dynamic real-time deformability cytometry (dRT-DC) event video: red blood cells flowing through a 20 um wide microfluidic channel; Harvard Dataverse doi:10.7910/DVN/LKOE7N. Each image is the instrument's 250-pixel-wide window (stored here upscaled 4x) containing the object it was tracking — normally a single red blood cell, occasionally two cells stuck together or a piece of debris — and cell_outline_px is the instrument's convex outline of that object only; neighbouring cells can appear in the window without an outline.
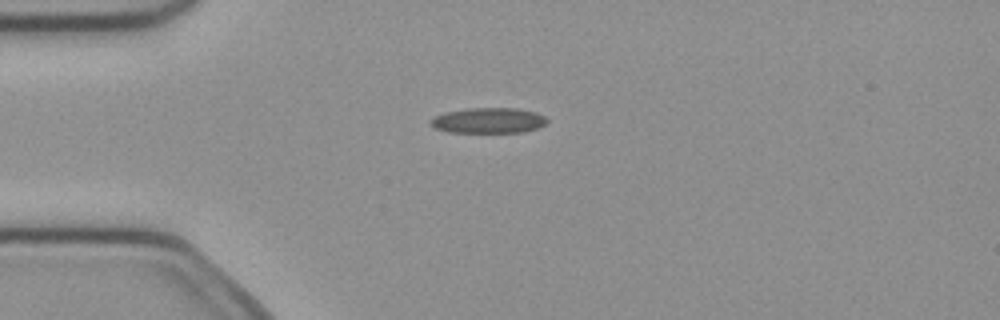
{"species": "common noctule bat (a hibernating species)", "species_latin": "Nyctalus noctula", "temperature_condition": "cold", "stored_images_in_passage": 5, "camera_frame_rate_fps": 3000, "um_per_image_px": 0.085, "animal": {"sex": "female", "body_mass_g": 21.9}, "frame": {"image": 1, "passage_image": 3, "time_ms": 0.667, "image_size_px": [1000, 320], "cell_outline_px": [[548, 120], [544, 124], [536, 128], [524, 132], [448, 132], [436, 128], [432, 124], [432, 120], [436, 116], [444, 112], [468, 108], [516, 108], [536, 112], [544, 116]], "centroid_in_image_um": [41.55, 10.23], "position_along_channel_um": 43.5, "area_um2": 17.05}}
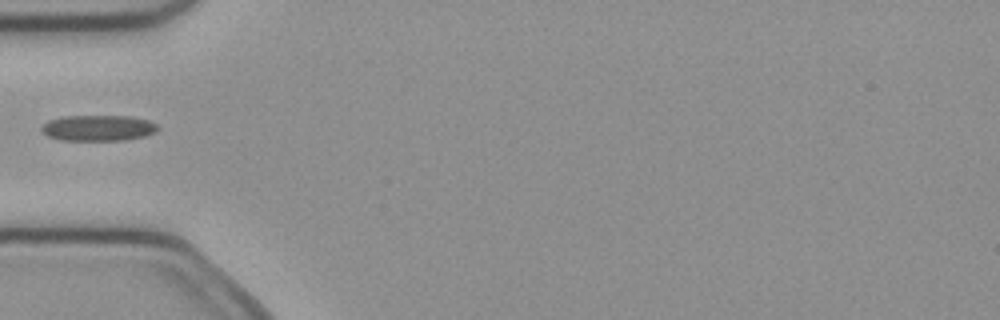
{"frame": {"image": 2, "passage_image": 4, "time_ms": 1.0, "image_size_px": [1000, 320], "cell_outline_px": [[160, 128], [156, 132], [144, 136], [124, 140], [60, 140], [48, 136], [40, 132], [40, 128], [48, 120], [64, 116], [128, 116], [148, 120], [156, 124]], "centroid_in_image_um": [8.33, 10.88], "position_along_channel_um": 76.7, "area_um2": 17.57}}